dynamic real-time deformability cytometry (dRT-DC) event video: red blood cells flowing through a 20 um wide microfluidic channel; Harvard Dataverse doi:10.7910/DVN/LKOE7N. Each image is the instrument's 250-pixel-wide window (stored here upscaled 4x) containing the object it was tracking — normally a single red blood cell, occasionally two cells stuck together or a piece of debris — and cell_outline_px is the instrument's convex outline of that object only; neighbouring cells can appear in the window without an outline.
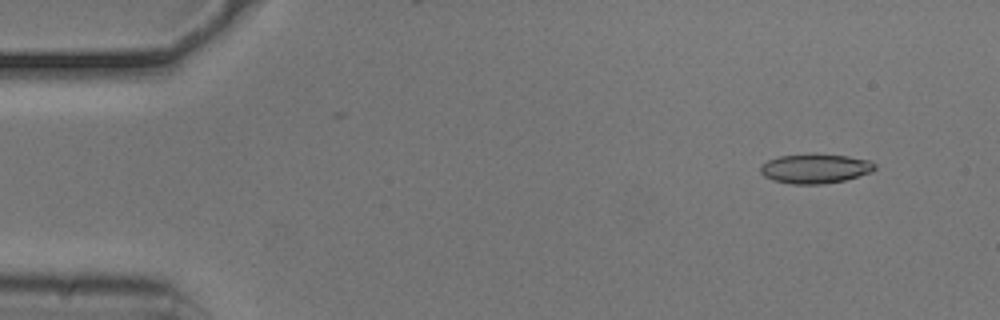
{"species": "common noctule bat (a hibernating species)", "species_latin": "Nyctalus noctula", "temperature_condition": "cold", "stored_images_in_passage": 54, "camera_frame_rate_fps": 3000, "um_per_image_px": 0.085, "animal": {"sex": "male", "body_mass_g": 20.5, "forearm_length_mm": 52.5}, "frame": {"image": 1, "passage_image": 5, "time_ms": 1.333, "image_size_px": [1000, 320], "cell_outline_px": [[876, 168], [872, 172], [844, 180], [820, 184], [792, 184], [772, 180], [764, 176], [760, 172], [760, 164], [768, 160], [780, 156], [808, 152], [816, 152], [848, 156], [872, 160], [876, 164]], "centroid_in_image_um": [69.29, 14.29], "position_along_channel_um": 15.7, "area_um2": 20.23}}
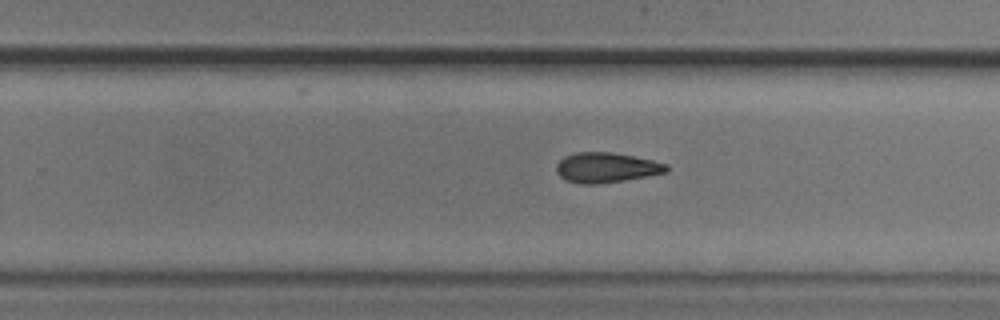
{"frame": {"image": 2, "passage_image": 34, "time_ms": 11.0, "image_size_px": [1000, 320], "cell_outline_px": [[668, 172], [624, 180], [596, 184], [580, 184], [564, 180], [556, 172], [556, 164], [564, 156], [576, 152], [612, 152], [652, 160], [668, 164]], "centroid_in_image_um": [51.5, 14.24], "position_along_channel_um": 278.3, "area_um2": 19.31}}
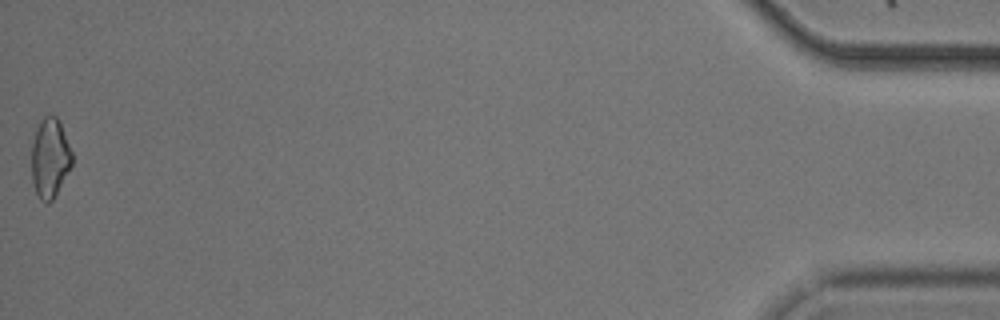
{"frame": {"image": 3, "passage_image": 54, "time_ms": 17.667, "image_size_px": [1000, 320], "cell_outline_px": [[72, 164], [52, 200], [48, 204], [44, 204], [40, 200], [32, 184], [32, 144], [36, 128], [44, 116], [56, 116], [60, 124], [72, 152]], "centroid_in_image_um": [4.22, 13.46], "position_along_channel_um": 431.0, "area_um2": 18.5}, "authors_computed_cell_mechanics": {"area_um2": 19.363, "velocity_mm_per_s": 3.7526, "shape_relaxation_time_tau1_ms": 4.3231, "shape_relaxation_time_tau2_ms": 3.4371, "deformation_change_tau1": 0.1345, "deformation_change_tau2": 0.1095}}